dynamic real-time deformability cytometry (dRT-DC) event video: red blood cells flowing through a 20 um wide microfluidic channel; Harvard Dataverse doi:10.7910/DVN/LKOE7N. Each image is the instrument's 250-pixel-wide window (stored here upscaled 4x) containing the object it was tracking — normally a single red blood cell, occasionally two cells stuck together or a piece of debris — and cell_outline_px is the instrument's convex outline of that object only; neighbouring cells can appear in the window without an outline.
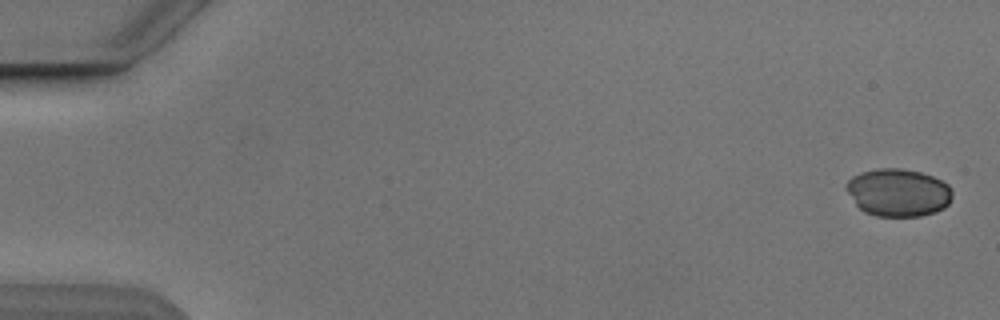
{"species": "Egyptian fruit bat (a non-hibernating species)", "species_latin": "Rousettus aegyptiacus", "temperature_condition": "cold", "stored_images_in_passage": 5, "camera_frame_rate_fps": 3000, "um_per_image_px": 0.085, "animal": {"sex": "male"}, "frame": {"image": 1, "passage_image": 1, "time_ms": 0.0, "image_size_px": [1000, 320], "cell_outline_px": [[952, 196], [948, 204], [944, 208], [936, 212], [920, 216], [876, 216], [864, 212], [856, 204], [844, 188], [844, 184], [852, 176], [864, 172], [880, 168], [900, 168], [920, 172], [932, 176], [948, 184], [952, 188]], "centroid_in_image_um": [76.34, 16.37], "position_along_channel_um": 8.7, "area_um2": 29.59}}
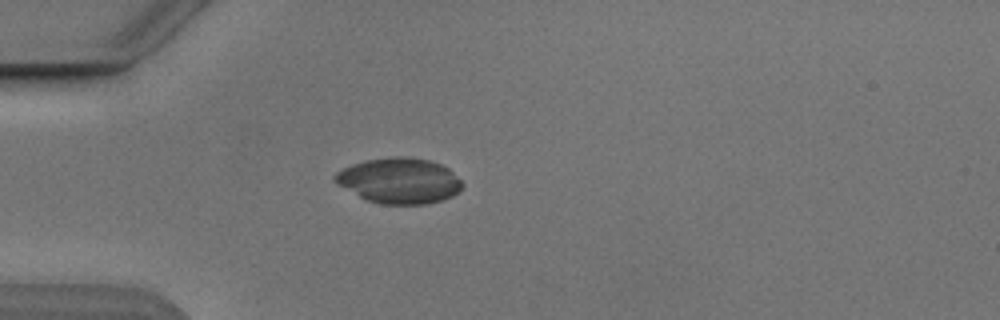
{"frame": {"image": 2, "passage_image": 5, "time_ms": 4.667, "image_size_px": [1000, 320], "cell_outline_px": [[464, 184], [460, 192], [444, 200], [428, 204], [380, 204], [368, 200], [336, 184], [332, 180], [332, 176], [336, 172], [352, 164], [368, 160], [392, 156], [408, 156], [428, 160], [440, 164], [448, 168]], "centroid_in_image_um": [33.95, 15.36], "position_along_channel_um": 51.1, "area_um2": 33.93}}